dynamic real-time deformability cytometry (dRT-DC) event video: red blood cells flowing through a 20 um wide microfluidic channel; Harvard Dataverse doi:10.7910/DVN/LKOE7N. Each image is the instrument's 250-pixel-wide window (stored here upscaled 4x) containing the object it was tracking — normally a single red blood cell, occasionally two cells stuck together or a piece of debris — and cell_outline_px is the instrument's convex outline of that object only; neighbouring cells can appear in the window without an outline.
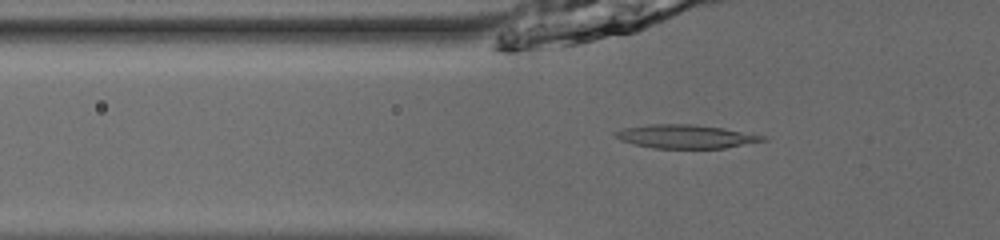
{"species": "common noctule bat (a hibernating species)", "species_latin": "Nyctalus noctula", "temperature_condition": "room temperature", "stored_images_in_passage": 41, "camera_frame_rate_fps": 3000, "um_per_image_px": 0.085, "animal": {"sex": "male", "body_mass_g": 13.0, "forearm_length_mm": 53.1}, "frame": {"image": 1, "passage_image": 6, "time_ms": 1.667, "image_size_px": [1000, 240], "cell_outline_px": [[768, 140], [724, 148], [656, 148], [632, 144], [620, 140], [612, 132], [624, 128], [648, 124], [696, 124], [724, 128], [764, 136]], "centroid_in_image_um": [58.26, 11.59], "position_along_channel_um": 67.5, "area_um2": 20.23}}
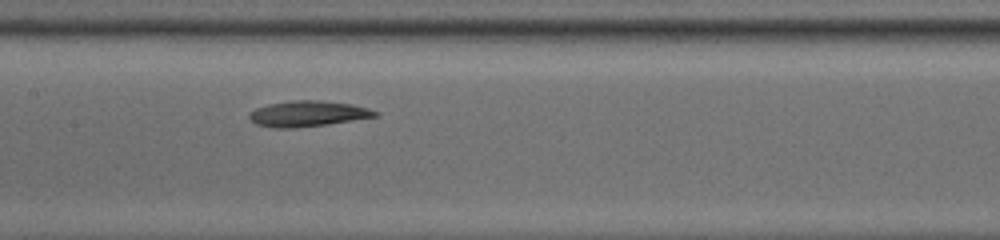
{"frame": {"image": 2, "passage_image": 15, "time_ms": 4.667, "image_size_px": [1000, 240], "cell_outline_px": [[380, 116], [328, 124], [296, 128], [272, 128], [256, 124], [248, 116], [248, 112], [256, 108], [268, 104], [292, 100], [316, 100], [352, 104], [368, 108], [380, 112]], "centroid_in_image_um": [26.17, 9.67], "position_along_channel_um": 181.2, "area_um2": 19.02}}
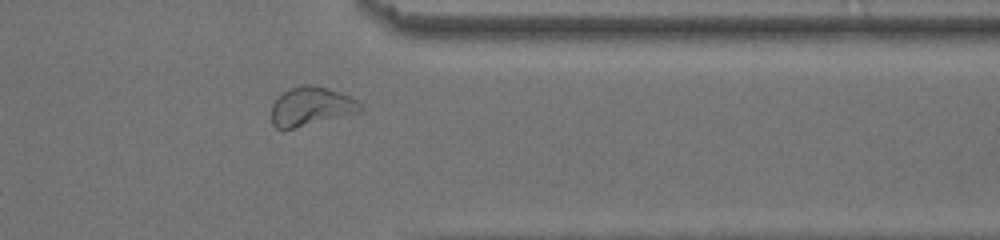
{"frame": {"image": 3, "passage_image": 31, "time_ms": 10.0, "image_size_px": [1000, 240], "cell_outline_px": [[364, 108], [360, 112], [292, 128], [276, 128], [272, 124], [272, 104], [284, 92], [292, 88], [304, 84], [308, 84], [328, 88], [352, 96]], "centroid_in_image_um": [26.47, 9.03], "position_along_channel_um": 384.9, "area_um2": 19.77}}